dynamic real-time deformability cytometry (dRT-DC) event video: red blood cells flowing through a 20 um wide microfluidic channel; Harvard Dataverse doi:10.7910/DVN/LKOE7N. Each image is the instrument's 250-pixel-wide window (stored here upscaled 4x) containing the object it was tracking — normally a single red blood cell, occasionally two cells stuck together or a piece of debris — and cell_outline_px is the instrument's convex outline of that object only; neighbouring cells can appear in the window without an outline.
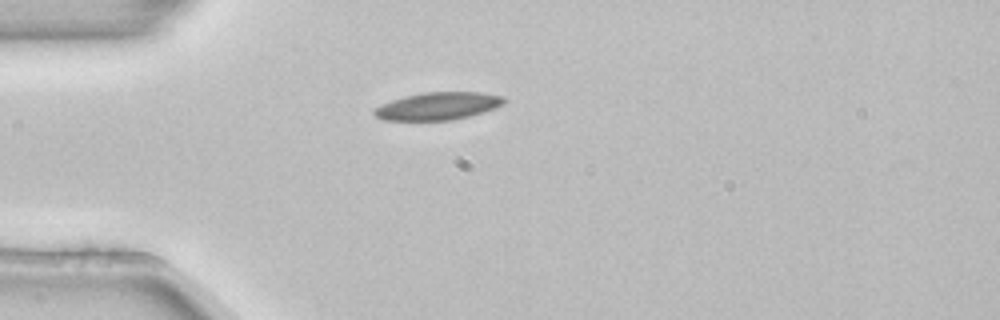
{"species": "common noctule bat (a hibernating species)", "species_latin": "Nyctalus noctula", "temperature_condition": "room temperature", "stored_images_in_passage": 1, "camera_frame_rate_fps": 3000, "um_per_image_px": 0.085, "animal": {"sex": "female", "body_mass_g": 22.7, "forearm_length_mm": 54.2}, "frame": {"image": 1, "passage_image": 1, "time_ms": 0.0, "image_size_px": [1000, 320], "cell_outline_px": [[508, 100], [504, 104], [468, 116], [452, 120], [384, 120], [376, 116], [372, 112], [372, 108], [392, 100], [404, 96], [424, 92], [480, 92], [504, 96]], "centroid_in_image_um": [37.2, 9.0], "position_along_channel_um": 47.8, "area_um2": 20.81}}